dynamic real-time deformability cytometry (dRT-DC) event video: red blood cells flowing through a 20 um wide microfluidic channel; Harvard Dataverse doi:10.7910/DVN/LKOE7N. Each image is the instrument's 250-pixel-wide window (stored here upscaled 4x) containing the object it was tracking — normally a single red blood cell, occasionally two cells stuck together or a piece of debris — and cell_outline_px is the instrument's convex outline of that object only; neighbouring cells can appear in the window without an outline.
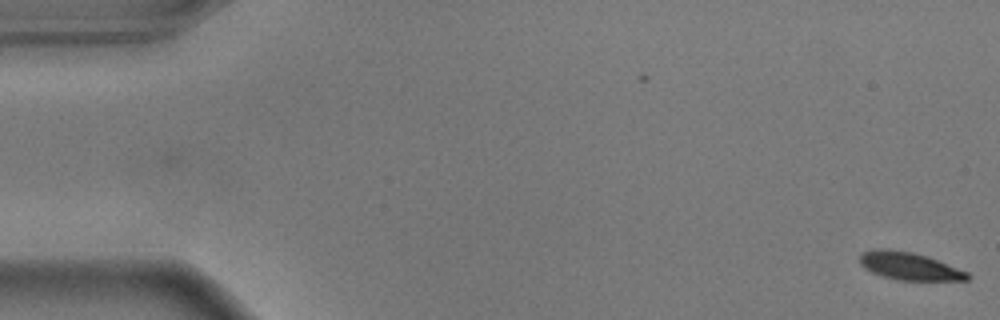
{"species": "common noctule bat (a hibernating species)", "species_latin": "Nyctalus noctula", "temperature_condition": "warm", "stored_images_in_passage": 57, "camera_frame_rate_fps": 3000, "um_per_image_px": 0.085, "animal": {"sex": "male", "body_mass_g": 17.9}, "frame": {"image": 1, "passage_image": 1, "time_ms": 0.0, "image_size_px": [1000, 320], "cell_outline_px": [[972, 276], [968, 280], [900, 280], [884, 276], [872, 272], [864, 268], [860, 264], [860, 252], [872, 248], [888, 248], [912, 252], [936, 260], [968, 272]], "centroid_in_image_um": [77.24, 22.6], "position_along_channel_um": 7.8, "area_um2": 17.28}}
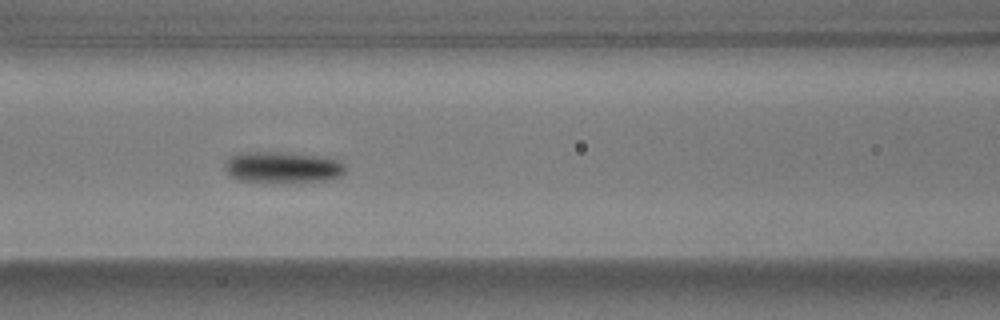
{"frame": {"image": 2, "passage_image": 24, "time_ms": 7.667, "image_size_px": [1000, 320], "cell_outline_px": [[344, 172], [340, 176], [328, 180], [236, 180], [224, 168], [224, 160], [240, 152], [284, 152], [320, 156], [336, 160], [344, 164]], "centroid_in_image_um": [23.98, 14.17], "position_along_channel_um": 142.6, "area_um2": 21.15}}
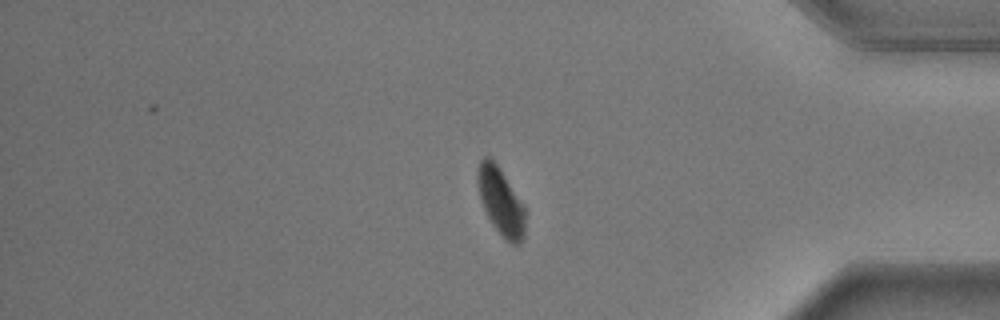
{"frame": {"image": 3, "passage_image": 47, "time_ms": 15.333, "image_size_px": [1000, 320], "cell_outline_px": [[524, 236], [516, 244], [512, 244], [504, 240], [492, 224], [480, 200], [476, 184], [476, 168], [480, 160], [484, 156], [492, 156], [524, 204]], "centroid_in_image_um": [42.52, 17.05], "position_along_channel_um": 392.7, "area_um2": 19.02}, "authors_computed_cell_mechanics": {"area_um2": 19.8254, "velocity_mm_per_s": 3.6045, "shape_relaxation_time_tau1_ms": 1.9089, "shape_relaxation_time_tau2_ms": null, "deformation_change_tau1": 0.1201, "deformation_change_tau2": null}}